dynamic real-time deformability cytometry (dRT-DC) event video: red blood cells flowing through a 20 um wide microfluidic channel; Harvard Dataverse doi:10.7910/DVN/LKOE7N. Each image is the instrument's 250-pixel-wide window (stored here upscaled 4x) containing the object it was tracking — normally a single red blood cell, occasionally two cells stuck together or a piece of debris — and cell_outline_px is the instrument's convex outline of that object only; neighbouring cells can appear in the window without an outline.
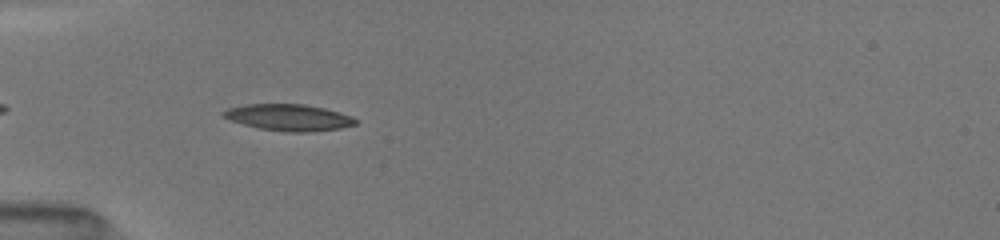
{"species": "common noctule bat (a hibernating species)", "species_latin": "Nyctalus noctula", "temperature_condition": "room temperature", "stored_images_in_passage": 25, "camera_frame_rate_fps": 3000, "um_per_image_px": 0.085, "animal": {"sex": "female", "body_mass_g": 19.5, "forearm_length_mm": 54.1}, "frame": {"image": 1, "passage_image": 4, "time_ms": 1.0, "image_size_px": [1000, 240], "cell_outline_px": [[356, 124], [340, 128], [308, 132], [284, 132], [260, 128], [244, 124], [232, 120], [224, 116], [220, 112], [228, 108], [248, 104], [304, 104], [324, 108], [348, 116], [356, 120]], "centroid_in_image_um": [24.51, 9.98], "position_along_channel_um": 60.5, "area_um2": 20.0}}
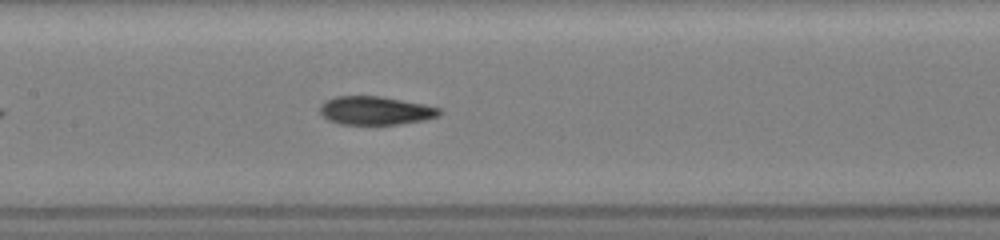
{"frame": {"image": 2, "passage_image": 13, "time_ms": 4.0, "image_size_px": [1000, 240], "cell_outline_px": [[440, 112], [436, 116], [424, 120], [376, 128], [340, 124], [328, 120], [320, 112], [320, 108], [328, 100], [336, 96], [380, 96], [440, 108]], "centroid_in_image_um": [31.88, 9.46], "position_along_channel_um": 175.5, "area_um2": 20.17}}
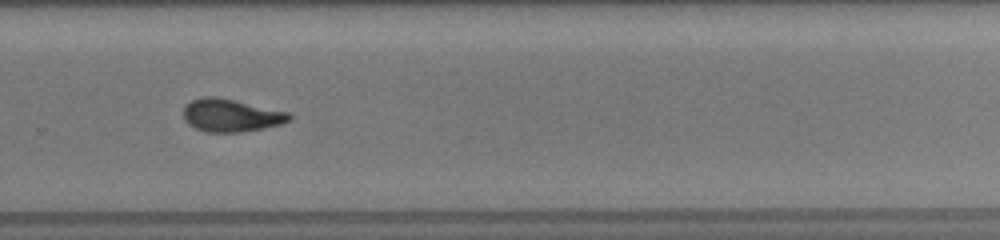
{"frame": {"image": 3, "passage_image": 23, "time_ms": 7.333, "image_size_px": [1000, 240], "cell_outline_px": [[292, 116], [288, 120], [280, 124], [264, 128], [240, 132], [204, 132], [188, 124], [184, 120], [184, 108], [192, 100], [204, 96], [216, 96], [288, 112]], "centroid_in_image_um": [19.6, 9.81], "position_along_channel_um": 310.2, "area_um2": 20.0}}